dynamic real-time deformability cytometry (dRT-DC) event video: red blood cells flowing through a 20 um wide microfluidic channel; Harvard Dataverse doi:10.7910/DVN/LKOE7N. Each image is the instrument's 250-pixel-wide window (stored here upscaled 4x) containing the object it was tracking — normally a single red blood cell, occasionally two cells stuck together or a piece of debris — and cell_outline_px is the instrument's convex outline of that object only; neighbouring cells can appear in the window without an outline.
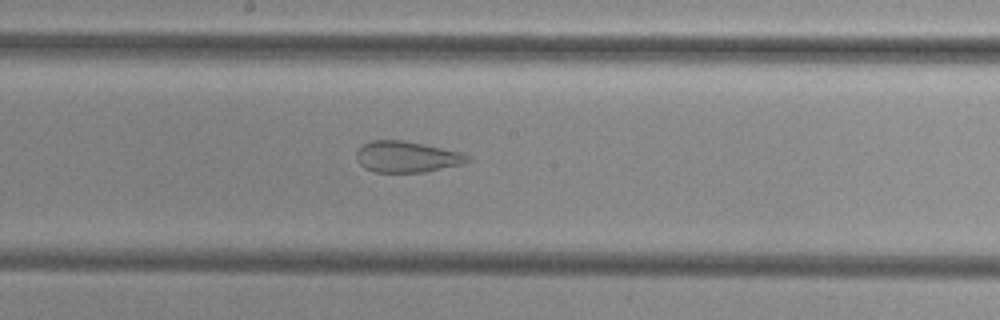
{"species": "common noctule bat (a hibernating species)", "species_latin": "Nyctalus noctula", "temperature_condition": "cold", "stored_images_in_passage": 36, "camera_frame_rate_fps": 3000, "um_per_image_px": 0.085, "animal": {"sex": "female", "body_mass_g": 29.2, "forearm_length_mm": 56.3}, "frame": {"image": 1, "passage_image": 12, "time_ms": 3.667, "image_size_px": [1000, 320], "cell_outline_px": [[472, 160], [464, 164], [424, 172], [376, 172], [364, 168], [356, 160], [356, 152], [364, 144], [372, 140], [404, 140], [464, 152]], "centroid_in_image_um": [34.61, 13.33], "position_along_channel_um": 213.6, "area_um2": 20.35}}
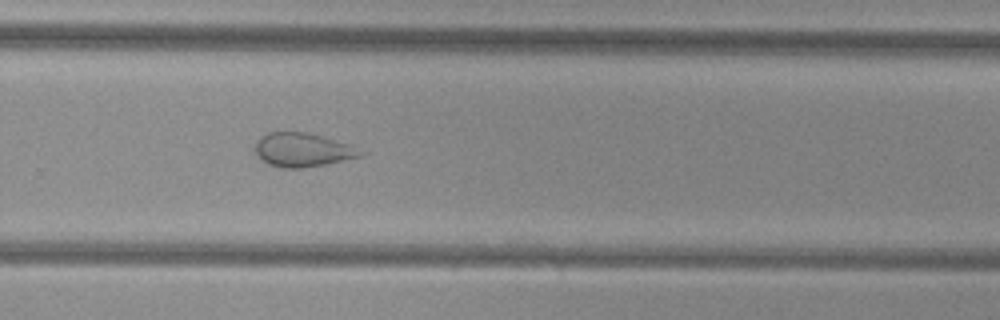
{"frame": {"image": 2, "passage_image": 19, "time_ms": 6.0, "image_size_px": [1000, 320], "cell_outline_px": [[360, 156], [324, 164], [304, 168], [280, 168], [268, 164], [256, 152], [256, 140], [260, 136], [268, 132], [308, 132], [352, 144], [360, 152]], "centroid_in_image_um": [25.69, 12.72], "position_along_channel_um": 304.1, "area_um2": 20.52}}
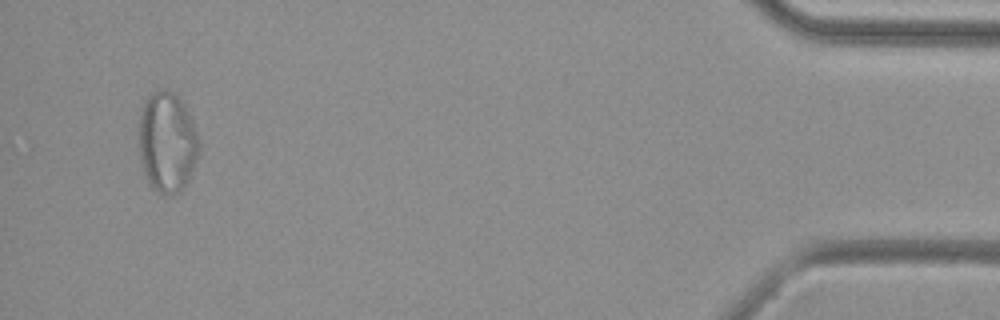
{"frame": {"image": 3, "passage_image": 34, "time_ms": 11.0, "image_size_px": [1000, 320], "cell_outline_px": [[200, 148], [196, 160], [188, 180], [184, 188], [180, 192], [172, 196], [164, 196], [152, 188], [148, 184], [144, 176], [140, 164], [140, 112], [144, 100], [152, 92], [168, 88], [184, 104], [192, 120], [200, 140]], "centroid_in_image_um": [14.2, 12.13], "position_along_channel_um": 421.0, "area_um2": 35.66}}